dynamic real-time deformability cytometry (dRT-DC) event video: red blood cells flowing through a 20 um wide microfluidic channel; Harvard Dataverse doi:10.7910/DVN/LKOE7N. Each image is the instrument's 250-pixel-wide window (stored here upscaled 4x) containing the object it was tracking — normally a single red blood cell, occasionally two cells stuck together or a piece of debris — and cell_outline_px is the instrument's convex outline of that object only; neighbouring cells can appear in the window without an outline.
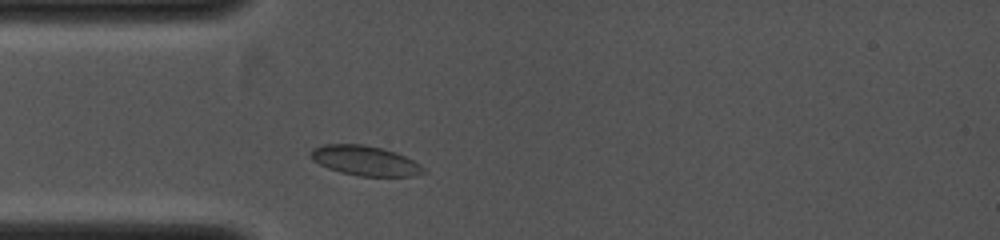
{"species": "common noctule bat (a hibernating species)", "species_latin": "Nyctalus noctula", "temperature_condition": "cold", "stored_images_in_passage": 8, "camera_frame_rate_fps": 4000, "um_per_image_px": 0.085, "animal": {"sex": "female", "body_mass_g": 19.0, "forearm_length_mm": 53.3}, "frame": {"image": 1, "passage_image": 3, "time_ms": 0.75, "image_size_px": [1000, 240], "cell_outline_px": [[428, 172], [412, 176], [360, 176], [340, 172], [328, 168], [312, 160], [312, 148], [324, 144], [364, 144], [396, 152], [420, 164]], "centroid_in_image_um": [31.05, 13.66], "position_along_channel_um": 54.0, "area_um2": 19.48}}
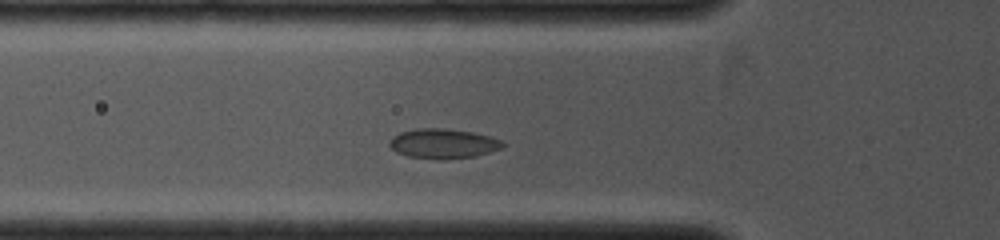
{"frame": {"image": 2, "passage_image": 5, "time_ms": 1.5, "image_size_px": [1000, 240], "cell_outline_px": [[504, 144], [500, 148], [476, 156], [408, 156], [396, 152], [388, 144], [392, 136], [400, 132], [416, 128], [444, 128], [472, 132], [504, 140]], "centroid_in_image_um": [37.65, 12.14], "position_along_channel_um": 88.2, "area_um2": 18.67}}
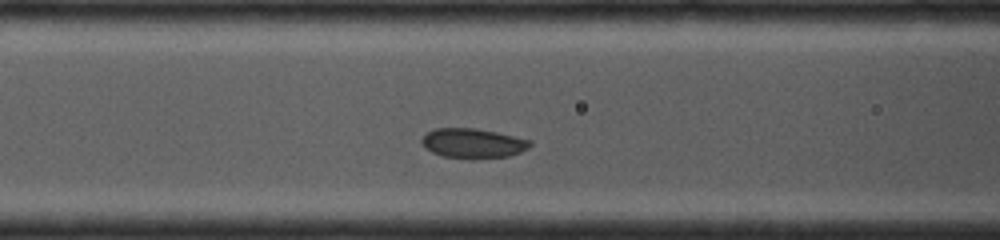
{"frame": {"image": 3, "passage_image": 7, "time_ms": 2.25, "image_size_px": [1000, 240], "cell_outline_px": [[532, 144], [528, 148], [520, 152], [508, 156], [468, 160], [444, 156], [432, 152], [424, 148], [420, 140], [432, 128], [476, 128], [496, 132], [532, 140]], "centroid_in_image_um": [40.19, 12.19], "position_along_channel_um": 126.4, "area_um2": 19.02}}